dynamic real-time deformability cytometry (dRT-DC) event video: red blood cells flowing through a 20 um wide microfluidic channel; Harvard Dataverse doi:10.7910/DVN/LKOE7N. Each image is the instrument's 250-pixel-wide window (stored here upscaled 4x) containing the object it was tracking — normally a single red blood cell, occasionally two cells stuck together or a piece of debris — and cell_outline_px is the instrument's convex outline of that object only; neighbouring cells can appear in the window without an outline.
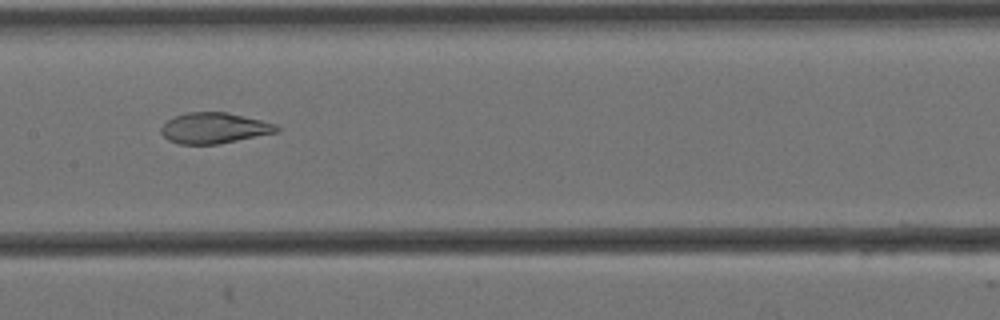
{"species": "Egyptian fruit bat (a non-hibernating species)", "species_latin": "Rousettus aegyptiacus", "temperature_condition": "cold", "stored_images_in_passage": 11, "camera_frame_rate_fps": 3000, "um_per_image_px": 0.085, "animal": {"sex": "female"}, "frame": {"image": 1, "passage_image": 8, "time_ms": 2.333, "image_size_px": [1000, 320], "cell_outline_px": [[280, 132], [216, 144], [180, 144], [168, 140], [160, 132], [160, 128], [172, 116], [188, 112], [228, 112], [276, 124], [280, 128]], "centroid_in_image_um": [18.2, 10.88], "position_along_channel_um": 189.2, "area_um2": 20.75}}
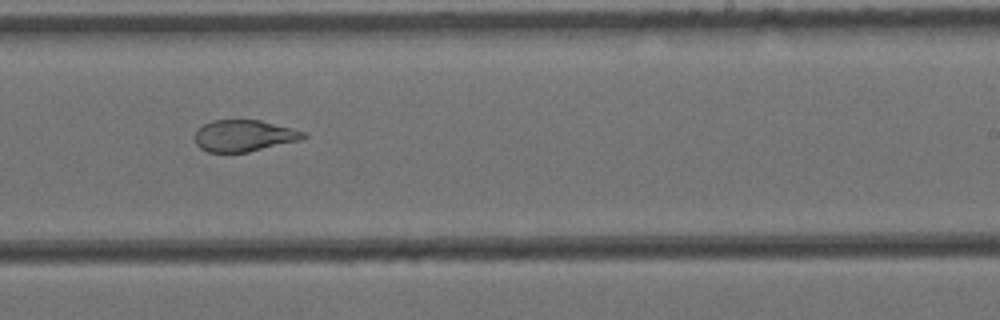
{"frame": {"image": 2, "passage_image": 10, "time_ms": 3.0, "image_size_px": [1000, 320], "cell_outline_px": [[308, 136], [300, 140], [248, 152], [208, 152], [200, 148], [196, 144], [196, 128], [212, 120], [260, 120], [292, 128], [304, 132]], "centroid_in_image_um": [20.73, 11.53], "position_along_channel_um": 268.3, "area_um2": 19.88}}